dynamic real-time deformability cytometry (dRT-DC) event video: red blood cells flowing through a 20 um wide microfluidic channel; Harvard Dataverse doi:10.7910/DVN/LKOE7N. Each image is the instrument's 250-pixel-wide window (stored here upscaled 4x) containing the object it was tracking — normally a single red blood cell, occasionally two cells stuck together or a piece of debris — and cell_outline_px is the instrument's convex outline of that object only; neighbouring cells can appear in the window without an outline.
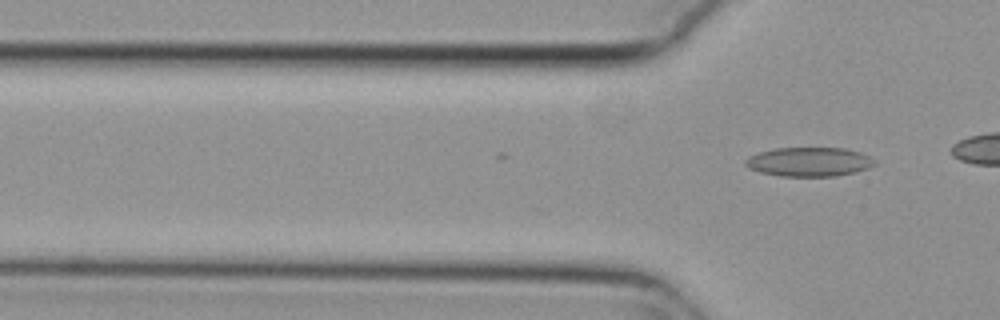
{"species": "common noctule bat (a hibernating species)", "species_latin": "Nyctalus noctula", "temperature_condition": "cold", "stored_images_in_passage": 10, "camera_frame_rate_fps": 3000, "um_per_image_px": 0.085, "animal": {"sex": "female", "body_mass_g": 29.2, "forearm_length_mm": 56.3}, "frame": {"image": 1, "passage_image": 10, "time_ms": 3.0, "image_size_px": [1000, 320], "cell_outline_px": [[876, 164], [868, 168], [856, 172], [836, 176], [780, 176], [760, 172], [748, 168], [744, 164], [744, 160], [748, 156], [760, 152], [776, 148], [844, 148], [860, 152], [876, 160]], "centroid_in_image_um": [68.77, 13.76], "position_along_channel_um": 57.0, "area_um2": 22.02}}